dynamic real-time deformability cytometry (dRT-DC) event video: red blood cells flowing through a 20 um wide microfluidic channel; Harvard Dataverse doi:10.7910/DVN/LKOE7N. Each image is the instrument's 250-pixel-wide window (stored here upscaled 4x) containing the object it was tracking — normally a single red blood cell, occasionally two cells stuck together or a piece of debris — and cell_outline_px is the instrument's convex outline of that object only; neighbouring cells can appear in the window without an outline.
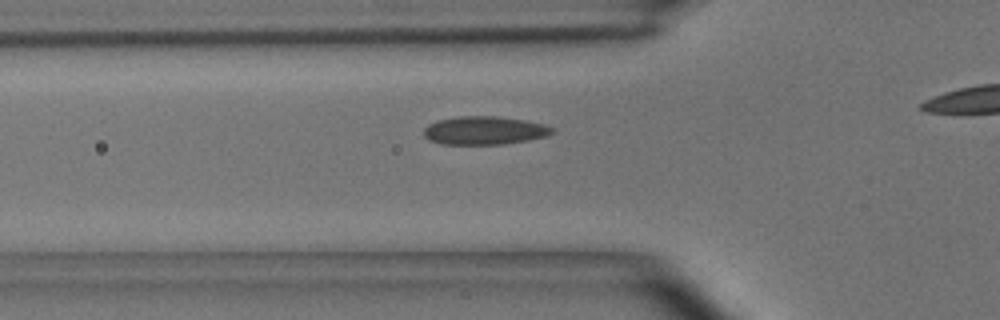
{"species": "common noctule bat (a hibernating species)", "species_latin": "Nyctalus noctula", "temperature_condition": "room temperature", "stored_images_in_passage": 34, "camera_frame_rate_fps": 3000, "um_per_image_px": 0.085, "animal": {"sex": "male", "body_mass_g": 15.6}, "frame": {"image": 1, "passage_image": 10, "time_ms": 3.0, "image_size_px": [1000, 320], "cell_outline_px": [[556, 132], [548, 136], [528, 140], [500, 144], [440, 144], [428, 140], [424, 136], [424, 128], [428, 124], [440, 120], [460, 116], [496, 116], [524, 120], [544, 124], [556, 128]], "centroid_in_image_um": [41.21, 11.09], "position_along_channel_um": 84.6, "area_um2": 21.27}}